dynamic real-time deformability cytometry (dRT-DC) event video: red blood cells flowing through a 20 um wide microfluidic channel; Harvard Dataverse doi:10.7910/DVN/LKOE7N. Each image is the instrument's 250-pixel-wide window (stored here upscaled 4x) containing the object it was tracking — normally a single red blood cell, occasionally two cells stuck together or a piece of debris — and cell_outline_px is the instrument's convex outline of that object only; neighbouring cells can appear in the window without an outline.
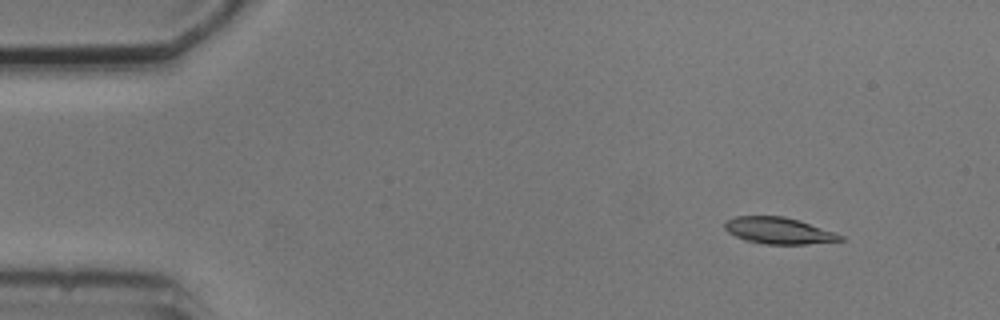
{"species": "common noctule bat (a hibernating species)", "species_latin": "Nyctalus noctula", "temperature_condition": "cold", "stored_images_in_passage": 4, "camera_frame_rate_fps": 3000, "um_per_image_px": 0.085, "animal": {"sex": "male", "body_mass_g": 20.5, "forearm_length_mm": 52.5}, "frame": {"image": 1, "passage_image": 1, "time_ms": 0.0, "image_size_px": [1000, 320], "cell_outline_px": [[844, 240], [804, 244], [764, 244], [744, 240], [728, 232], [724, 228], [724, 224], [728, 220], [736, 216], [784, 216], [800, 220], [836, 232], [844, 236]], "centroid_in_image_um": [66.21, 19.6], "position_along_channel_um": 18.8, "area_um2": 17.92}}
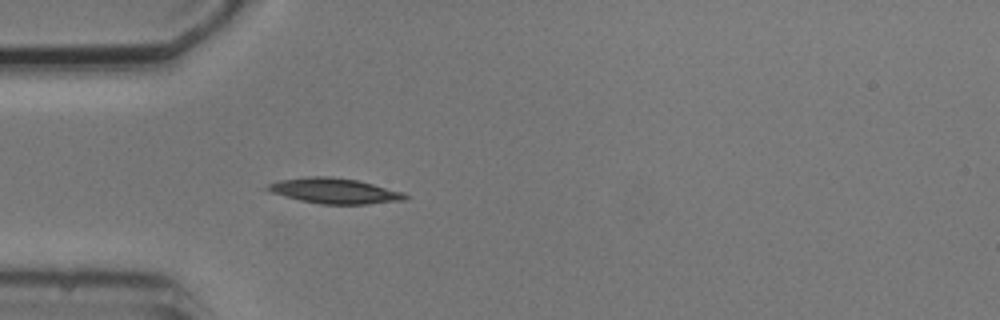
{"frame": {"image": 2, "passage_image": 4, "time_ms": 3.333, "image_size_px": [1000, 320], "cell_outline_px": [[408, 196], [404, 200], [368, 204], [320, 204], [300, 200], [268, 192], [260, 188], [276, 180], [308, 176], [332, 176], [356, 180], [404, 192]], "centroid_in_image_um": [28.33, 16.21], "position_along_channel_um": 56.7, "area_um2": 20.58}}